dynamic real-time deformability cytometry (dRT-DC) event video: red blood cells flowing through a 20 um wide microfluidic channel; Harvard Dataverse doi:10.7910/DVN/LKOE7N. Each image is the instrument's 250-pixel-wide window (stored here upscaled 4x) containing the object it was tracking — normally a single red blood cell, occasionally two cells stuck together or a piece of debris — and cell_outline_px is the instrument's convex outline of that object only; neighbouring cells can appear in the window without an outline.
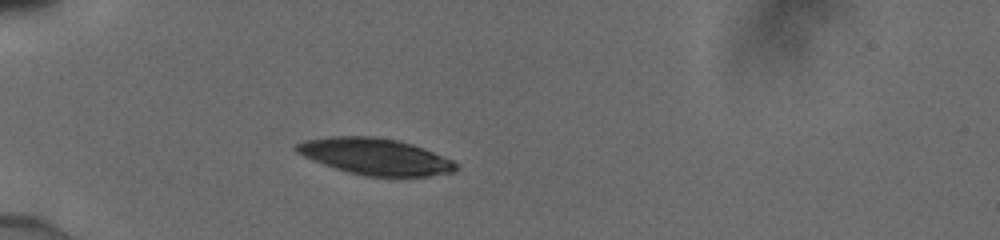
{"species": "human", "species_latin": "Homo sapiens", "temperature_condition": "cold", "stored_images_in_passage": 35, "camera_frame_rate_fps": 3000, "um_per_image_px": 0.085, "donor": {"sex": "male"}, "frame": {"image": 1, "passage_image": 1, "time_ms": 0.0, "image_size_px": [1000, 240], "cell_outline_px": [[456, 168], [452, 172], [428, 176], [364, 176], [348, 172], [324, 164], [304, 156], [296, 152], [296, 144], [304, 140], [332, 136], [376, 136], [396, 140], [412, 144], [424, 148], [452, 160], [456, 164]], "centroid_in_image_um": [31.88, 13.29], "position_along_channel_um": 53.1, "area_um2": 33.52}}
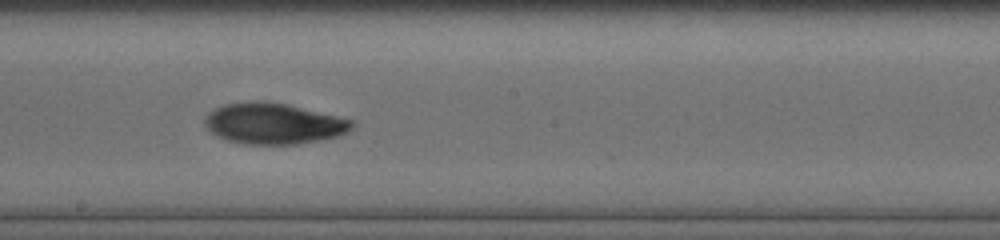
{"frame": {"image": 2, "passage_image": 15, "time_ms": 4.667, "image_size_px": [1000, 240], "cell_outline_px": [[356, 124], [348, 132], [340, 136], [324, 140], [296, 144], [244, 144], [228, 140], [216, 136], [204, 124], [204, 116], [208, 112], [224, 104], [256, 100], [268, 100], [288, 104], [352, 120]], "centroid_in_image_um": [23.26, 10.5], "position_along_channel_um": 224.9, "area_um2": 35.49}}
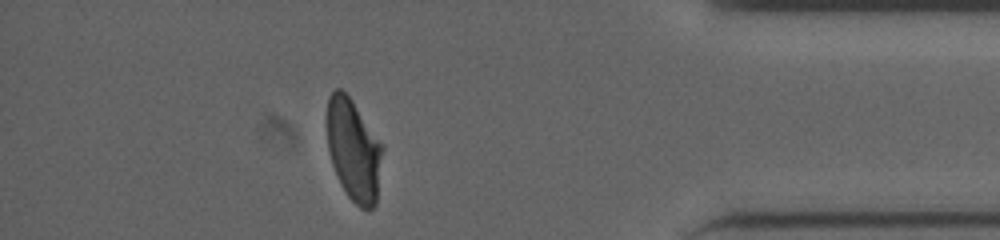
{"frame": {"image": 3, "passage_image": 30, "time_ms": 9.667, "image_size_px": [1000, 240], "cell_outline_px": [[384, 148], [376, 204], [368, 212], [360, 208], [348, 196], [340, 184], [332, 164], [328, 148], [328, 96], [336, 88], [340, 88], [352, 100], [384, 144]], "centroid_in_image_um": [30.1, 12.78], "position_along_channel_um": 405.1, "area_um2": 33.18}}